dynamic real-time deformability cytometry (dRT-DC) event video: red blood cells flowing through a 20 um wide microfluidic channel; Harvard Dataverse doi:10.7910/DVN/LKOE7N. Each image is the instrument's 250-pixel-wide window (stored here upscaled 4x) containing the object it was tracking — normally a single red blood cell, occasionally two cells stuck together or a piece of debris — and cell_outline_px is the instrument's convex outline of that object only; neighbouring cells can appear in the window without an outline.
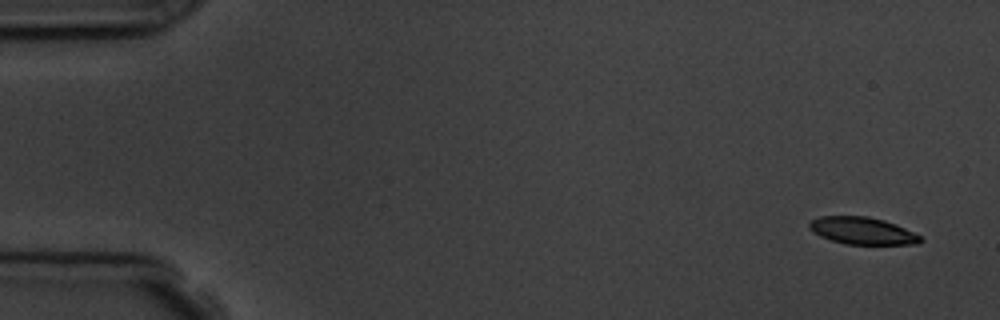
{"species": "common noctule bat (a hibernating species)", "species_latin": "Nyctalus noctula", "temperature_condition": "room temperature", "stored_images_in_passage": 7, "camera_frame_rate_fps": 3000, "um_per_image_px": 0.085, "animal": {"sex": "male", "body_mass_g": 19.5, "forearm_length_mm": 54.6}, "frame": {"image": 1, "passage_image": 1, "time_ms": 0.0, "image_size_px": [1000, 320], "cell_outline_px": [[924, 240], [920, 244], [844, 244], [820, 236], [812, 232], [808, 228], [808, 224], [812, 220], [820, 216], [868, 216], [884, 220], [896, 224], [920, 236]], "centroid_in_image_um": [73.29, 19.61], "position_along_channel_um": 11.7, "area_um2": 17.63}}
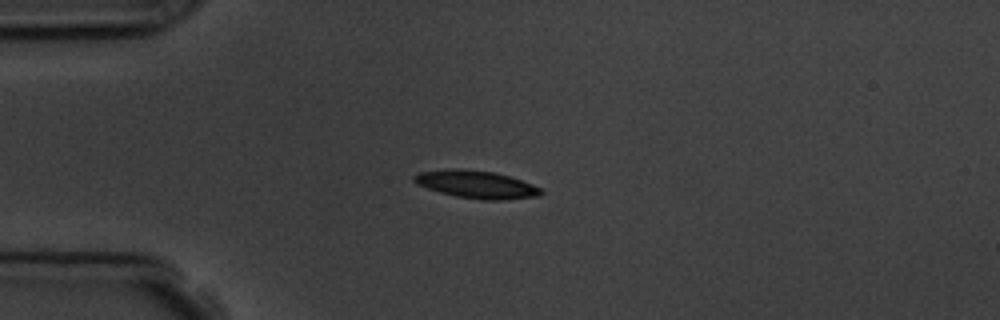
{"frame": {"image": 2, "passage_image": 4, "time_ms": 3.667, "image_size_px": [1000, 320], "cell_outline_px": [[544, 192], [540, 196], [504, 200], [480, 200], [456, 196], [440, 192], [416, 184], [412, 180], [412, 176], [420, 172], [456, 168], [492, 172], [508, 176], [532, 184], [540, 188]], "centroid_in_image_um": [40.49, 15.69], "position_along_channel_um": 44.5, "area_um2": 20.35}}